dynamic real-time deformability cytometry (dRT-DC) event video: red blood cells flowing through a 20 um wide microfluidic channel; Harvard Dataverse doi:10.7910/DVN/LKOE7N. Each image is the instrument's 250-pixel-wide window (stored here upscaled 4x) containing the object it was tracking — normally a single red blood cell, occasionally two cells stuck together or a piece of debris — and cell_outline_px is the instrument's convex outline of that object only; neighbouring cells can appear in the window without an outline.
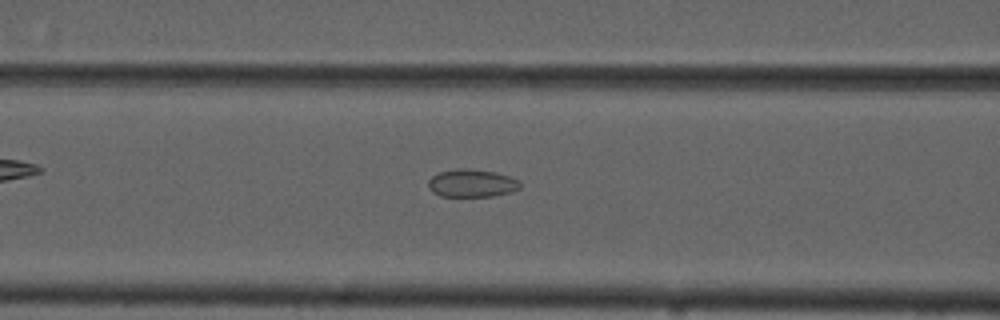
{"species": "common noctule bat (a hibernating species)", "species_latin": "Nyctalus noctula", "temperature_condition": "cold", "stored_images_in_passage": 36, "camera_frame_rate_fps": 3000, "um_per_image_px": 0.085, "animal": {"sex": "male", "forearm_length_mm": 52.5}, "frame": {"image": 1, "passage_image": 15, "time_ms": 4.667, "image_size_px": [1000, 320], "cell_outline_px": [[520, 188], [508, 192], [492, 196], [440, 196], [432, 192], [428, 188], [428, 180], [432, 176], [440, 172], [456, 168], [464, 168], [496, 172], [520, 180]], "centroid_in_image_um": [40.07, 15.57], "position_along_channel_um": 126.5, "area_um2": 14.85}}
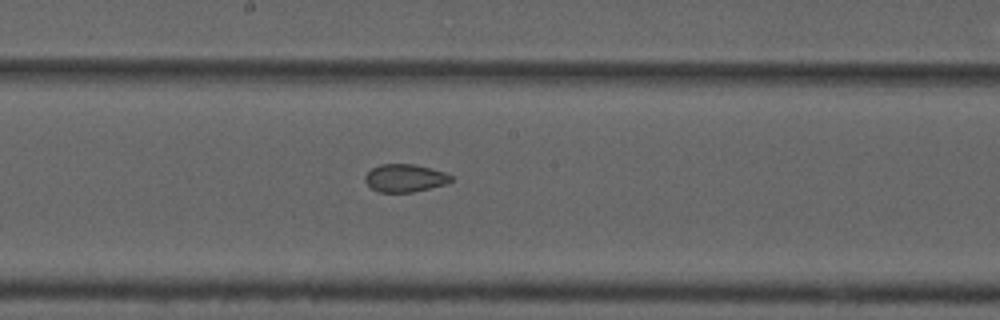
{"frame": {"image": 2, "passage_image": 22, "time_ms": 7.0, "image_size_px": [1000, 320], "cell_outline_px": [[452, 180], [448, 184], [412, 192], [380, 192], [372, 188], [364, 180], [364, 176], [372, 168], [380, 164], [412, 164], [432, 168], [444, 172], [452, 176]], "centroid_in_image_um": [34.43, 15.13], "position_along_channel_um": 213.8, "area_um2": 13.93}}
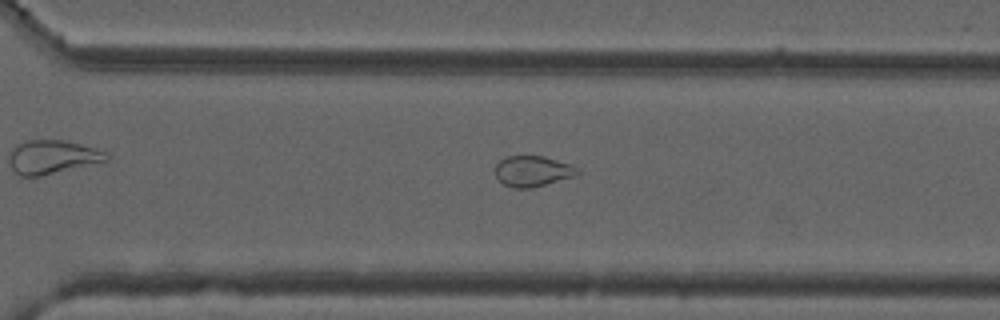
{"frame": {"image": 3, "passage_image": 31, "time_ms": 10.0, "image_size_px": [1000, 320], "cell_outline_px": [[580, 172], [576, 176], [532, 188], [512, 188], [504, 184], [496, 176], [496, 164], [500, 160], [508, 156], [544, 156], [572, 164]], "centroid_in_image_um": [45.3, 14.55], "position_along_channel_um": 325.3, "area_um2": 14.74}, "authors_computed_cell_mechanics": {"area_um2": 14.9124, "velocity_mm_per_s": 3.7382, "shape_relaxation_time_tau1_ms": null, "shape_relaxation_time_tau2_ms": 1.9182, "deformation_change_tau1": null, "deformation_change_tau2": 0.0592}}